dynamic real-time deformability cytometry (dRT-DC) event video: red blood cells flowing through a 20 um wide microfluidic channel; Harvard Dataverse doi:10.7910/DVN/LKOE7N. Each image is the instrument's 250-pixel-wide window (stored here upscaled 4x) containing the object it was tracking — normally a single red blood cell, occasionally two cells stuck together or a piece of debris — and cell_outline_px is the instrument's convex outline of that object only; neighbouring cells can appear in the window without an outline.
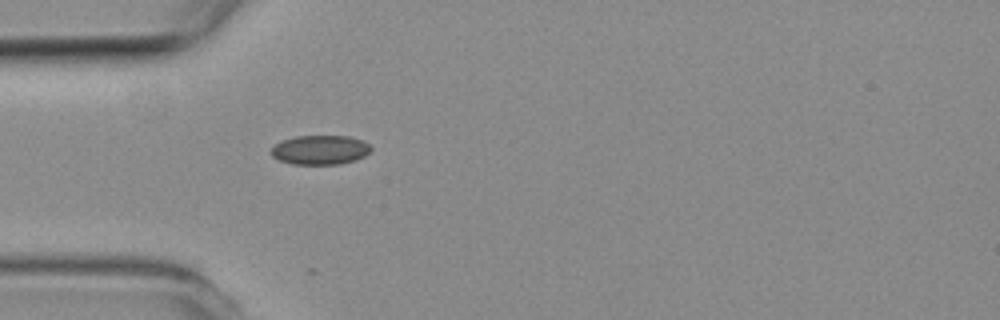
{"species": "common noctule bat (a hibernating species)", "species_latin": "Nyctalus noctula", "temperature_condition": "room temperature", "stored_images_in_passage": 1, "camera_frame_rate_fps": 3000, "um_per_image_px": 0.085, "animal": {"sex": "female", "body_mass_g": 19.3, "forearm_length_mm": 54.1}, "frame": {"image": 1, "passage_image": 1, "time_ms": 0.0, "image_size_px": [1000, 320], "cell_outline_px": [[372, 148], [364, 156], [356, 160], [340, 164], [292, 164], [280, 160], [272, 156], [272, 148], [280, 140], [296, 136], [348, 136], [364, 140]], "centroid_in_image_um": [27.22, 12.73], "position_along_channel_um": 57.8, "area_um2": 17.05}}